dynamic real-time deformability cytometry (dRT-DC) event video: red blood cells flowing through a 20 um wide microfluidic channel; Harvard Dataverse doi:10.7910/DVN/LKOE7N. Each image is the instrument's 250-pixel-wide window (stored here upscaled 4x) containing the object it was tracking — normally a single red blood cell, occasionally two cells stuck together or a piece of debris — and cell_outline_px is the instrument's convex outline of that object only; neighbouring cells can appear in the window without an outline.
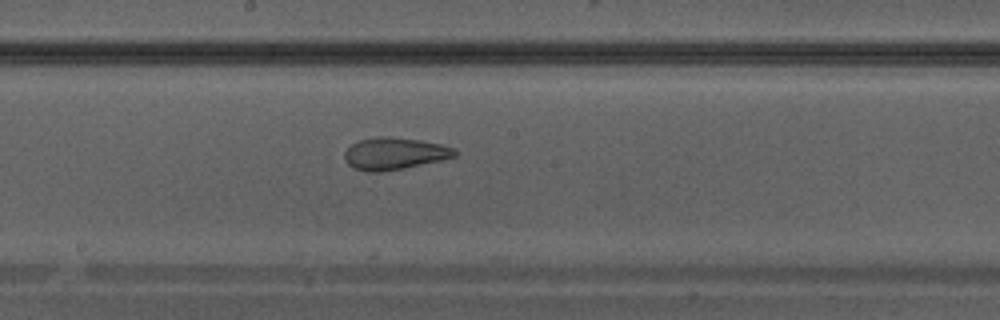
{"species": "Egyptian fruit bat (a non-hibernating species)", "species_latin": "Rousettus aegyptiacus", "temperature_condition": "warm", "stored_images_in_passage": 27, "camera_frame_rate_fps": 3000, "um_per_image_px": 0.085, "animal": {"sex": "male"}, "frame": {"image": 1, "passage_image": 22, "time_ms": 7.0, "image_size_px": [1000, 320], "cell_outline_px": [[456, 156], [440, 160], [404, 168], [380, 172], [364, 172], [352, 168], [344, 160], [344, 152], [352, 144], [360, 140], [376, 136], [388, 136], [420, 140], [440, 144], [456, 148]], "centroid_in_image_um": [33.49, 13.06], "position_along_channel_um": 214.7, "area_um2": 20.69}}